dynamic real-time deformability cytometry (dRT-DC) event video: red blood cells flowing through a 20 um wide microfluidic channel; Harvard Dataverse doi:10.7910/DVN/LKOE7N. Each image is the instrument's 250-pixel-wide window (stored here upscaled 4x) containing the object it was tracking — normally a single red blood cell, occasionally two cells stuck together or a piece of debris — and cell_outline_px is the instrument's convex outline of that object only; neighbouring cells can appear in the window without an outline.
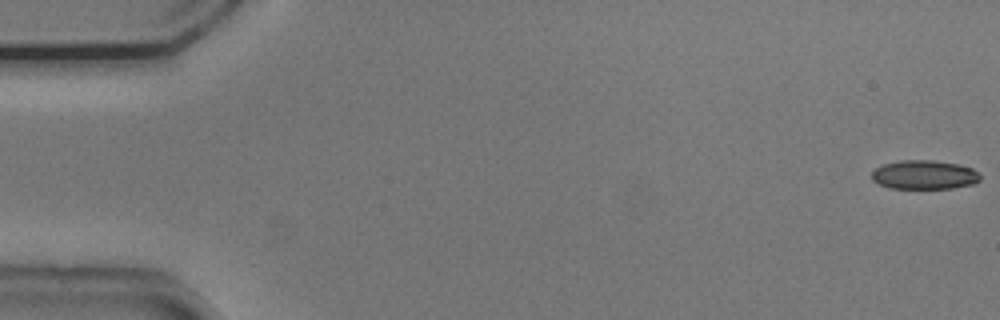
{"species": "common noctule bat (a hibernating species)", "species_latin": "Nyctalus noctula", "temperature_condition": "cold", "stored_images_in_passage": 54, "camera_frame_rate_fps": 3000, "um_per_image_px": 0.085, "animal": {"sex": "male", "body_mass_g": 20.5, "forearm_length_mm": 52.5}, "frame": {"image": 1, "passage_image": 1, "time_ms": 0.0, "image_size_px": [1000, 320], "cell_outline_px": [[980, 180], [972, 184], [952, 188], [888, 188], [872, 180], [872, 172], [876, 168], [884, 164], [900, 160], [932, 160], [956, 164], [972, 168], [980, 176]], "centroid_in_image_um": [78.54, 14.86], "position_along_channel_um": 6.5, "area_um2": 18.15}}
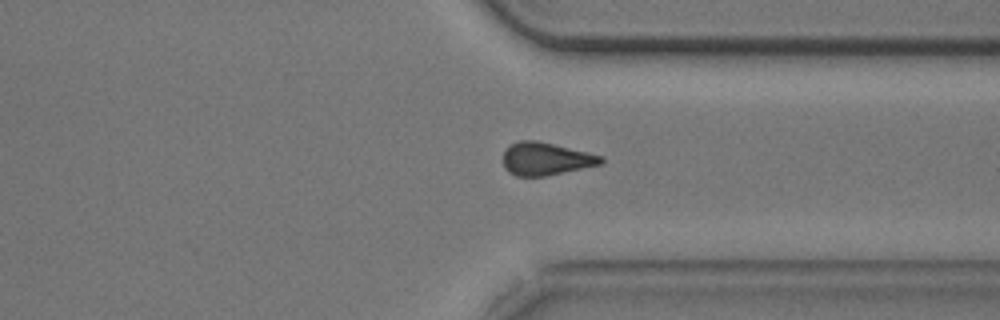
{"frame": {"image": 2, "passage_image": 41, "time_ms": 13.333, "image_size_px": [1000, 320], "cell_outline_px": [[604, 164], [544, 176], [516, 176], [508, 172], [504, 168], [504, 148], [520, 140], [536, 140], [588, 152], [604, 156]], "centroid_in_image_um": [46.41, 13.5], "position_along_channel_um": 365.0, "area_um2": 18.79}}
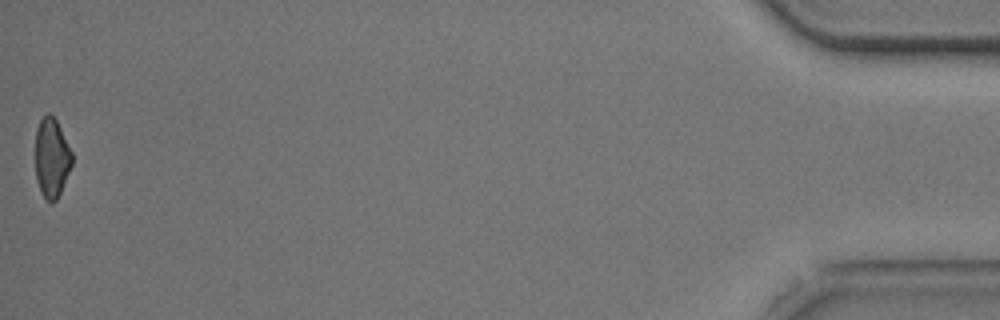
{"frame": {"image": 3, "passage_image": 54, "time_ms": 17.667, "image_size_px": [1000, 320], "cell_outline_px": [[72, 164], [60, 192], [56, 200], [52, 204], [40, 192], [36, 180], [36, 128], [40, 120], [48, 112], [56, 120], [72, 152]], "centroid_in_image_um": [4.38, 13.42], "position_along_channel_um": 430.8, "area_um2": 16.76}, "authors_computed_cell_mechanics": {"area_um2": 19.1896, "velocity_mm_per_s": 3.7665, "shape_relaxation_time_tau1_ms": 4.2468, "shape_relaxation_time_tau2_ms": 10.6382, "deformation_change_tau1": 0.087, "deformation_change_tau2": 0.1965}}